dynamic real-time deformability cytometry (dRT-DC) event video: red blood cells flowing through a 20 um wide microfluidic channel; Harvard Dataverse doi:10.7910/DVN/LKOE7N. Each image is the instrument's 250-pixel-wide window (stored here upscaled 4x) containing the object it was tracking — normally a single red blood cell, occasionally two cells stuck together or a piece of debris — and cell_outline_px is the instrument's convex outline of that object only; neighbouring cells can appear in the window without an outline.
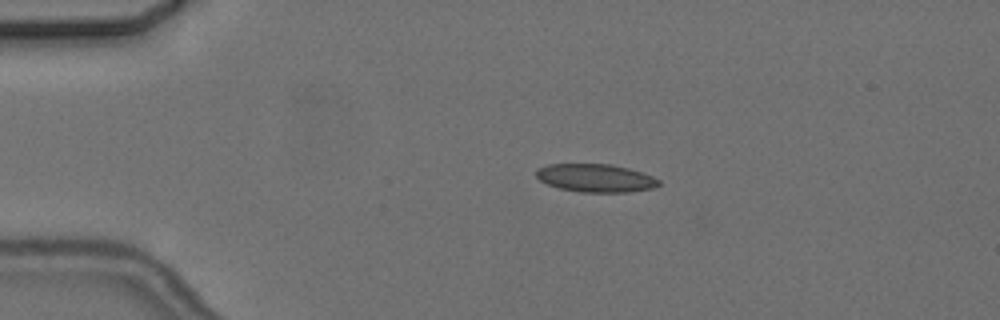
{"species": "common noctule bat (a hibernating species)", "species_latin": "Nyctalus noctula", "temperature_condition": "cold", "stored_images_in_passage": 6, "camera_frame_rate_fps": 3000, "um_per_image_px": 0.085, "animal": {"sex": "female", "body_mass_g": 24.6, "forearm_length_mm": 56.2}, "frame": {"image": 1, "passage_image": 2, "time_ms": 1.333, "image_size_px": [1000, 320], "cell_outline_px": [[660, 184], [652, 188], [628, 192], [580, 192], [560, 188], [548, 184], [540, 180], [536, 176], [536, 168], [548, 164], [612, 164], [628, 168], [652, 176], [660, 180]], "centroid_in_image_um": [50.61, 15.12], "position_along_channel_um": 34.4, "area_um2": 20.0}}
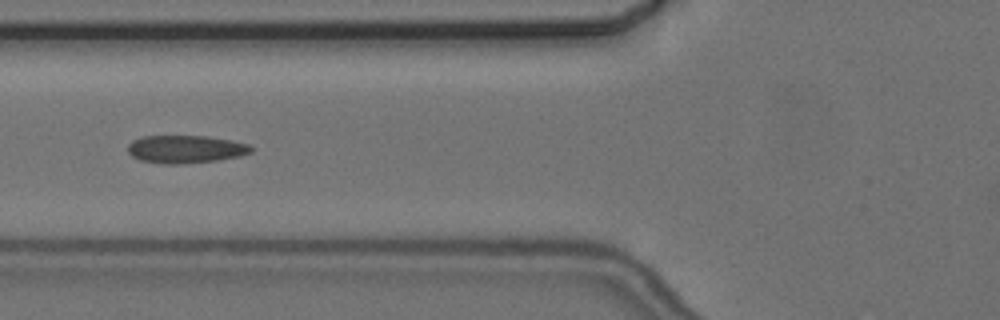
{"frame": {"image": 2, "passage_image": 5, "time_ms": 4.667, "image_size_px": [1000, 320], "cell_outline_px": [[252, 152], [240, 156], [220, 160], [180, 164], [164, 164], [140, 160], [132, 156], [128, 152], [128, 144], [132, 140], [140, 136], [208, 136], [232, 140], [248, 144], [252, 148]], "centroid_in_image_um": [15.77, 12.68], "position_along_channel_um": 110.0, "area_um2": 20.17}}
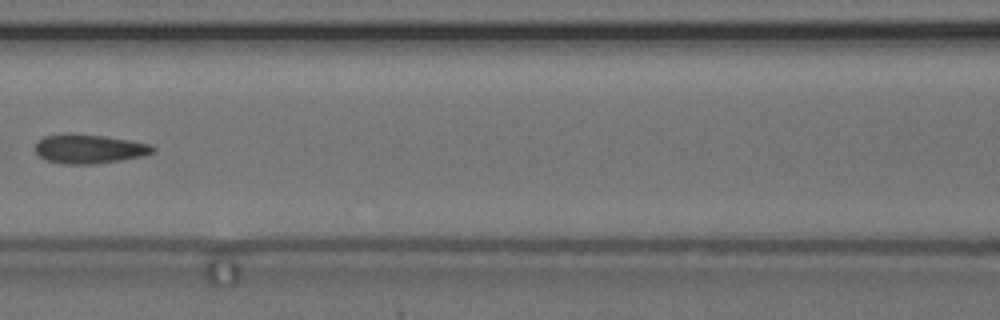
{"frame": {"image": 3, "passage_image": 6, "time_ms": 6.0, "image_size_px": [1000, 320], "cell_outline_px": [[156, 148], [152, 152], [144, 156], [96, 164], [60, 164], [44, 160], [36, 152], [36, 144], [44, 136], [64, 132], [72, 132], [104, 136], [152, 144]], "centroid_in_image_um": [7.56, 12.64], "position_along_channel_um": 159.0, "area_um2": 20.29}}